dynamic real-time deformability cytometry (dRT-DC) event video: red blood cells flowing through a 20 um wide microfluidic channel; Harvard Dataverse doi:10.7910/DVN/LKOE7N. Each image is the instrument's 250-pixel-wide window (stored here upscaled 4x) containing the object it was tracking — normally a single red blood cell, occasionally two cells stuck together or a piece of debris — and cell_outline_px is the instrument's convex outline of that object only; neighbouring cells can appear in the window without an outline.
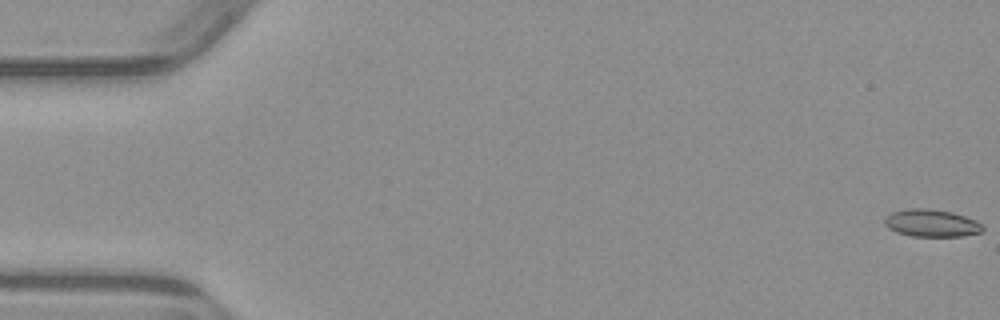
{"species": "common noctule bat (a hibernating species)", "species_latin": "Nyctalus noctula", "temperature_condition": "warm", "stored_images_in_passage": 6, "camera_frame_rate_fps": 3000, "um_per_image_px": 0.085, "animal": {"sex": "male", "body_mass_g": 23.1, "forearm_length_mm": 52.7}, "frame": {"image": 1, "passage_image": 1, "time_ms": 0.0, "image_size_px": [1000, 320], "cell_outline_px": [[984, 228], [980, 232], [960, 236], [912, 236], [896, 232], [888, 228], [884, 224], [884, 220], [892, 212], [912, 208], [928, 208], [952, 212], [976, 220], [984, 224]], "centroid_in_image_um": [79.19, 18.96], "position_along_channel_um": 5.8, "area_um2": 15.61}}
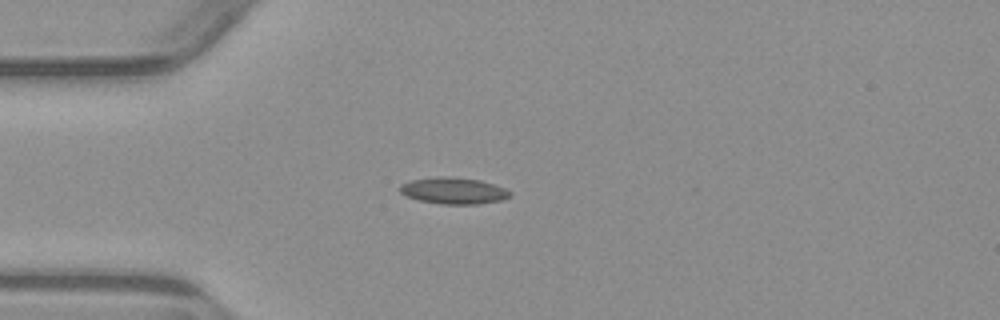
{"frame": {"image": 2, "passage_image": 5, "time_ms": 4.667, "image_size_px": [1000, 320], "cell_outline_px": [[512, 196], [504, 200], [476, 204], [440, 204], [420, 200], [408, 196], [400, 192], [400, 184], [412, 180], [440, 176], [448, 176], [480, 180], [504, 188], [512, 192]], "centroid_in_image_um": [38.59, 16.21], "position_along_channel_um": 46.4, "area_um2": 16.94}}